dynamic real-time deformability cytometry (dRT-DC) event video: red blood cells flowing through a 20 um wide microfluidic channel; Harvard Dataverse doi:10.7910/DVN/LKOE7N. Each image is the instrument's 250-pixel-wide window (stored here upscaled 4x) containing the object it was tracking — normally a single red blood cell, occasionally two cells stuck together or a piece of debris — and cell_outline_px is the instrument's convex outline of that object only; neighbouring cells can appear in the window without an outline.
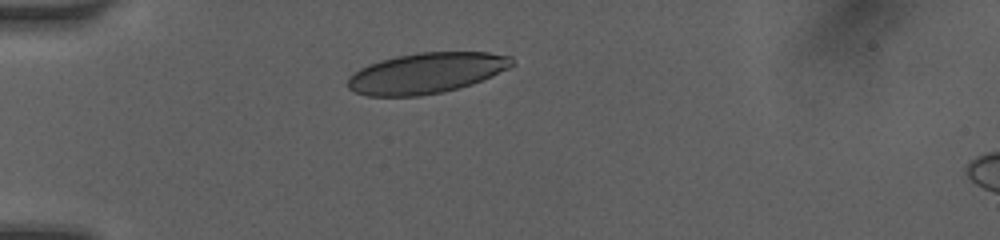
{"species": "human", "species_latin": "Homo sapiens", "temperature_condition": "room temperature", "stored_images_in_passage": 9, "camera_frame_rate_fps": 3000, "um_per_image_px": 0.085, "donor": {"sex": "female"}, "frame": {"image": 1, "passage_image": 1, "time_ms": 0.0, "image_size_px": [1000, 240], "cell_outline_px": [[516, 64], [508, 68], [472, 84], [444, 92], [420, 96], [368, 96], [356, 92], [348, 88], [348, 76], [360, 68], [368, 64], [380, 60], [396, 56], [420, 52], [488, 52], [512, 56]], "centroid_in_image_um": [36.24, 6.21], "position_along_channel_um": 48.8, "area_um2": 38.96}}
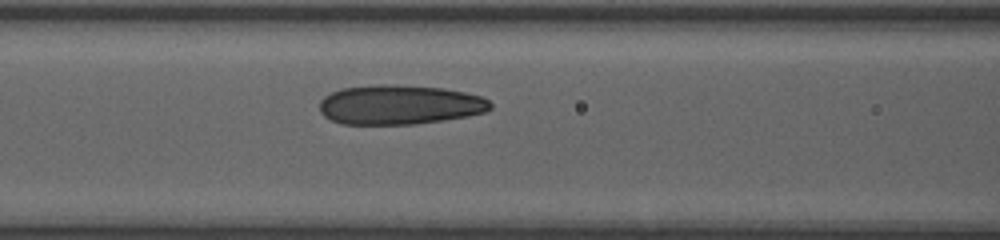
{"frame": {"image": 2, "passage_image": 7, "time_ms": 2.667, "image_size_px": [1000, 240], "cell_outline_px": [[492, 108], [484, 112], [468, 116], [444, 120], [412, 124], [340, 124], [324, 116], [320, 112], [320, 100], [324, 96], [340, 88], [380, 84], [396, 84], [444, 88], [464, 92], [480, 96], [488, 100], [492, 104]], "centroid_in_image_um": [33.95, 8.89], "position_along_channel_um": 132.7, "area_um2": 39.54}}
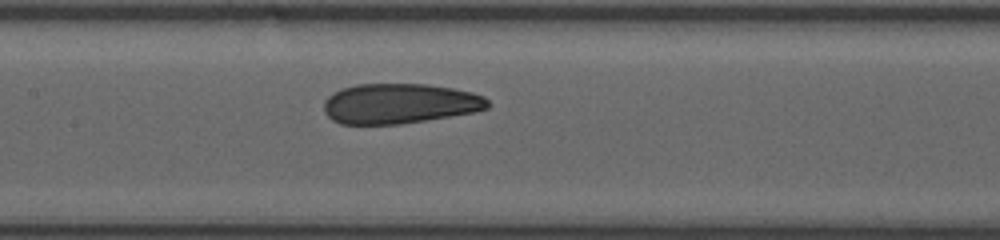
{"frame": {"image": 3, "passage_image": 9, "time_ms": 3.667, "image_size_px": [1000, 240], "cell_outline_px": [[492, 104], [488, 108], [476, 112], [400, 124], [340, 124], [332, 120], [324, 112], [324, 100], [328, 96], [344, 88], [356, 84], [428, 84], [452, 88], [472, 92], [484, 96]], "centroid_in_image_um": [33.99, 8.81], "position_along_channel_um": 173.4, "area_um2": 38.44}}